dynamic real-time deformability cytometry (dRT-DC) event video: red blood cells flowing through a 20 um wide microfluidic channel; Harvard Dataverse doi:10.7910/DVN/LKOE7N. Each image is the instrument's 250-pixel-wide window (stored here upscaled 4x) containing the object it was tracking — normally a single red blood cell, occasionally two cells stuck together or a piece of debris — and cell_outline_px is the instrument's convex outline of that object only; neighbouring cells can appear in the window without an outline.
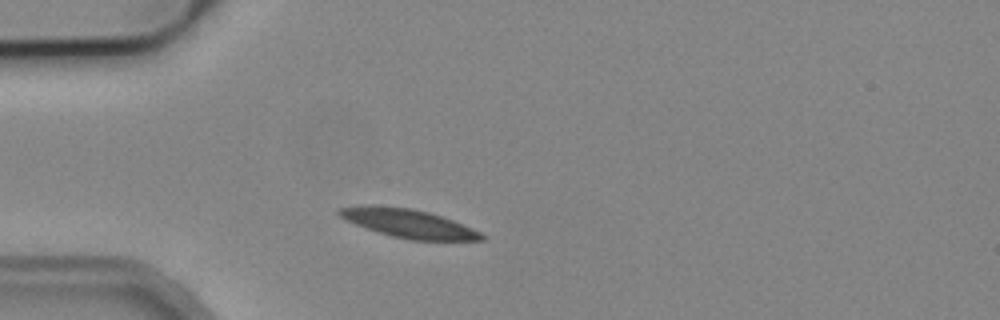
{"species": "common noctule bat (a hibernating species)", "species_latin": "Nyctalus noctula", "temperature_condition": "cold", "stored_images_in_passage": 2, "camera_frame_rate_fps": 3000, "um_per_image_px": 0.085, "animal": {"sex": "male", "body_mass_g": 19.2, "forearm_length_mm": 51.8}, "frame": {"image": 1, "passage_image": 1, "time_ms": 0.0, "image_size_px": [1000, 320], "cell_outline_px": [[484, 240], [412, 240], [392, 236], [356, 224], [340, 216], [336, 212], [336, 208], [364, 204], [372, 204], [408, 208], [428, 212], [452, 220], [472, 228], [480, 232], [484, 236]], "centroid_in_image_um": [34.67, 18.97], "position_along_channel_um": 50.3, "area_um2": 23.41}}